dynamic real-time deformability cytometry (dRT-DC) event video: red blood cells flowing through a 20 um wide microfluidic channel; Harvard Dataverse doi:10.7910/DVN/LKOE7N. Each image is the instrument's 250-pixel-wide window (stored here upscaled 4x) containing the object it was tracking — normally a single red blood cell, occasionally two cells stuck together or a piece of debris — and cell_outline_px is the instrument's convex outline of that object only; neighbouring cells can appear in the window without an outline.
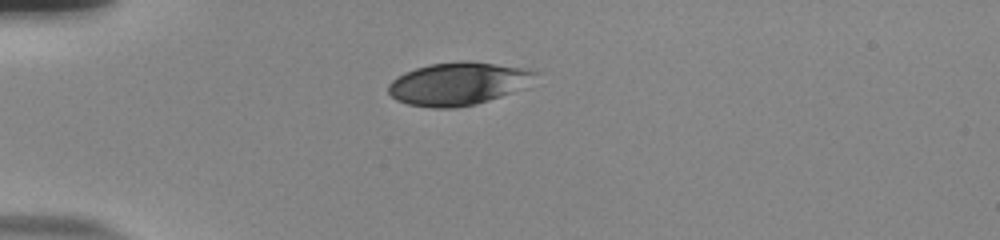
{"species": "human", "species_latin": "Homo sapiens", "temperature_condition": "room temperature", "stored_images_in_passage": 40, "camera_frame_rate_fps": 3000, "um_per_image_px": 0.085, "donor": {"sex": "male"}, "frame": {"image": 1, "passage_image": 1, "time_ms": 0.0, "image_size_px": [1000, 240], "cell_outline_px": [[540, 72], [524, 88], [476, 104], [452, 108], [432, 108], [408, 104], [396, 100], [388, 92], [388, 84], [392, 80], [404, 72], [428, 64], [464, 60], [468, 60], [528, 68]], "centroid_in_image_um": [38.95, 7.1], "position_along_channel_um": 46.1, "area_um2": 36.88}}
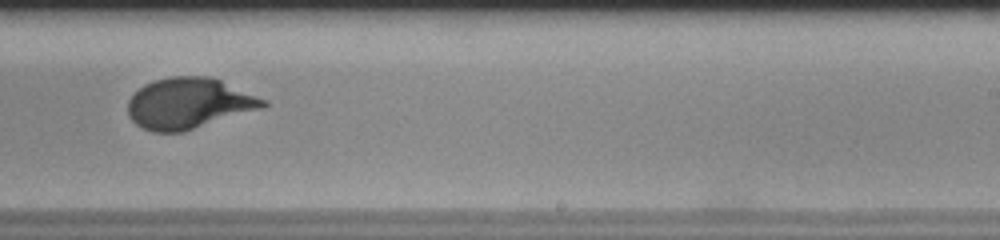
{"frame": {"image": 2, "passage_image": 21, "time_ms": 6.667, "image_size_px": [1000, 240], "cell_outline_px": [[268, 104], [264, 108], [180, 132], [152, 132], [136, 124], [128, 116], [128, 100], [144, 84], [152, 80], [172, 76], [212, 76], [268, 100]], "centroid_in_image_um": [16.07, 8.77], "position_along_channel_um": 272.9, "area_um2": 40.11}}
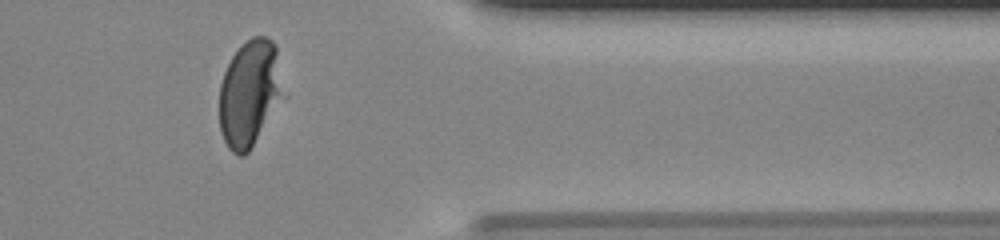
{"frame": {"image": 3, "passage_image": 31, "time_ms": 10.0, "image_size_px": [1000, 240], "cell_outline_px": [[280, 92], [248, 152], [244, 156], [240, 156], [232, 152], [228, 148], [220, 132], [220, 84], [224, 72], [232, 56], [252, 36], [268, 36], [276, 44]], "centroid_in_image_um": [21.11, 7.88], "position_along_channel_um": 390.3, "area_um2": 37.45}, "authors_computed_cell_mechanics": {"area_um2": 39.1306, "velocity_mm_per_s": 3.8525, "shape_relaxation_time_tau1_ms": 4.3848, "shape_relaxation_time_tau2_ms": null, "deformation_change_tau1": 0.2101, "deformation_change_tau2": null}}